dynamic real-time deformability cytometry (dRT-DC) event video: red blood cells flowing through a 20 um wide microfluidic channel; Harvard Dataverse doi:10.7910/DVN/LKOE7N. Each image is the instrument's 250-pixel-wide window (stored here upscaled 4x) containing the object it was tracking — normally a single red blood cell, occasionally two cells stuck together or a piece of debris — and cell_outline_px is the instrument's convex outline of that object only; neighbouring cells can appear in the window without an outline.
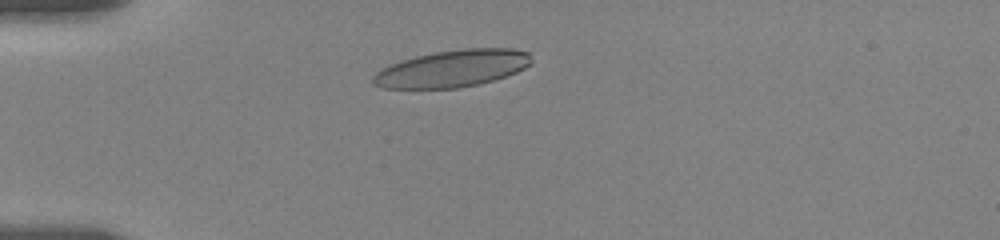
{"species": "human", "species_latin": "Homo sapiens", "temperature_condition": "room temperature", "stored_images_in_passage": 49, "camera_frame_rate_fps": 3000, "um_per_image_px": 0.085, "donor": {"sex": "female"}, "frame": {"image": 1, "passage_image": 6, "time_ms": 2.333, "image_size_px": [1000, 240], "cell_outline_px": [[532, 64], [516, 72], [480, 84], [460, 88], [384, 88], [372, 84], [372, 76], [376, 72], [392, 64], [416, 56], [436, 52], [464, 48], [512, 48], [528, 52]], "centroid_in_image_um": [38.46, 5.83], "position_along_channel_um": 46.5, "area_um2": 33.93}}
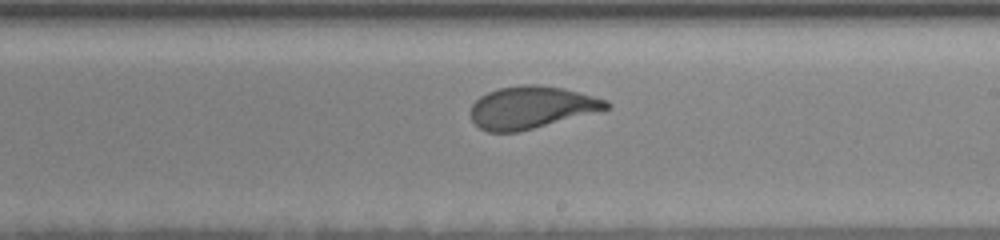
{"frame": {"image": 2, "passage_image": 28, "time_ms": 8.667, "image_size_px": [1000, 240], "cell_outline_px": [[612, 108], [520, 132], [488, 132], [480, 128], [472, 120], [472, 104], [480, 96], [488, 92], [500, 88], [520, 84], [536, 84], [564, 88], [608, 100], [612, 104]], "centroid_in_image_um": [45.21, 9.13], "position_along_channel_um": 243.8, "area_um2": 33.58}}
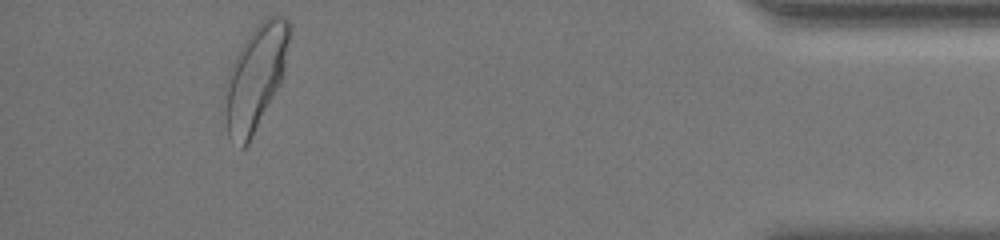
{"frame": {"image": 3, "passage_image": 46, "time_ms": 15.0, "image_size_px": [1000, 240], "cell_outline_px": [[292, 28], [284, 76], [280, 84], [248, 144], [244, 148], [240, 148], [228, 136], [224, 108], [224, 88], [232, 64], [240, 48], [252, 28], [260, 20], [268, 16], [284, 16], [292, 24]], "centroid_in_image_um": [21.74, 6.54], "position_along_channel_um": 413.5, "area_um2": 39.65}, "authors_computed_cell_mechanics": {"area_um2": 34.0442, "velocity_mm_per_s": 3.5014, "shape_relaxation_time_tau1_ms": 4.7167, "shape_relaxation_time_tau2_ms": 0.7962, "deformation_change_tau1": 0.1869, "deformation_change_tau2": 0.0767}}